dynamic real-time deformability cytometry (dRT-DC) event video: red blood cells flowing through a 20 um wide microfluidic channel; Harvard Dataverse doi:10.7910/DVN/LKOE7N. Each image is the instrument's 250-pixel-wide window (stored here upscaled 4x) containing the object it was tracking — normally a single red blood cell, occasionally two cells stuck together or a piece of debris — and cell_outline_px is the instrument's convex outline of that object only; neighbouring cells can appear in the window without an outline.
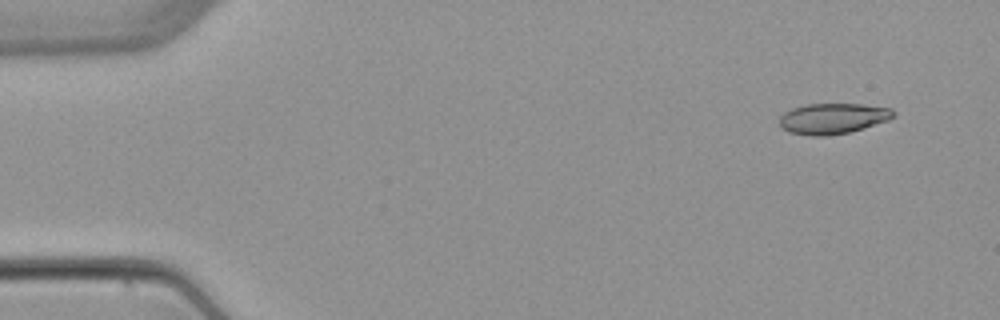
{"species": "common noctule bat (a hibernating species)", "species_latin": "Nyctalus noctula", "temperature_condition": "warm", "stored_images_in_passage": 4, "camera_frame_rate_fps": 3000, "um_per_image_px": 0.085, "animal": {"sex": "female", "body_mass_g": 22.7, "forearm_length_mm": 54.2}, "frame": {"image": 1, "passage_image": 1, "time_ms": 0.0, "image_size_px": [1000, 320], "cell_outline_px": [[896, 116], [888, 120], [848, 132], [828, 136], [808, 136], [788, 132], [780, 128], [780, 116], [784, 112], [792, 108], [804, 104], [860, 104], [892, 108], [896, 112]], "centroid_in_image_um": [70.76, 10.07], "position_along_channel_um": 14.2, "area_um2": 20.52}}
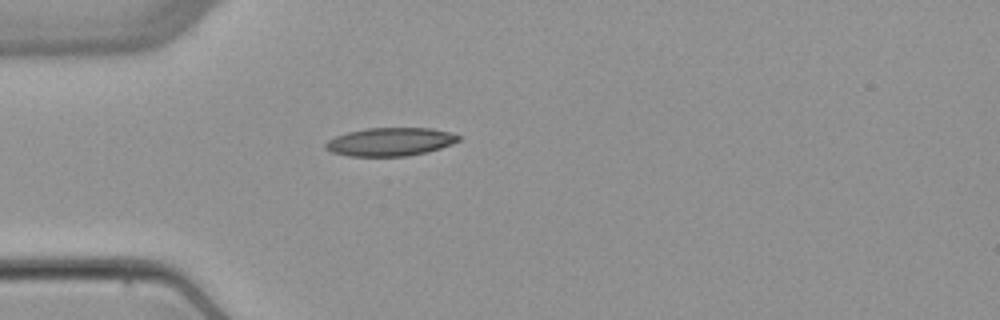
{"frame": {"image": 2, "passage_image": 4, "time_ms": 3.667, "image_size_px": [1000, 320], "cell_outline_px": [[460, 140], [452, 144], [428, 152], [408, 156], [348, 156], [332, 152], [324, 148], [324, 144], [328, 140], [336, 136], [348, 132], [368, 128], [432, 128], [448, 132], [460, 136]], "centroid_in_image_um": [33.16, 12.06], "position_along_channel_um": 51.8, "area_um2": 21.91}}